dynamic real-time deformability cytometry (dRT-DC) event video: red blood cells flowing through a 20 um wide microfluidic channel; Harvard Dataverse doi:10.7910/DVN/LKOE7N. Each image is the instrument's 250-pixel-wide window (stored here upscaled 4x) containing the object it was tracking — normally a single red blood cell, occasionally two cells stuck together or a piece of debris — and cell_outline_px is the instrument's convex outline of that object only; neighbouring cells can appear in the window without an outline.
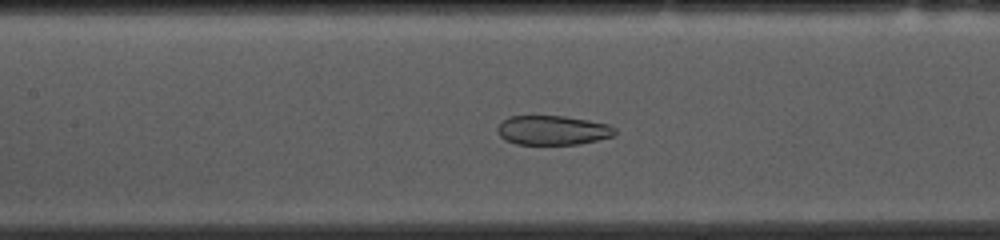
{"species": "common noctule bat (a hibernating species)", "species_latin": "Nyctalus noctula", "temperature_condition": "cold", "stored_images_in_passage": 53, "camera_frame_rate_fps": 3000, "um_per_image_px": 0.085, "animal": {"sex": "female", "body_mass_g": 10.0, "forearm_length_mm": 53.1}, "frame": {"image": 1, "passage_image": 23, "time_ms": 7.333, "image_size_px": [1000, 240], "cell_outline_px": [[616, 132], [612, 136], [580, 144], [516, 144], [504, 140], [500, 136], [496, 128], [500, 120], [508, 116], [564, 116], [588, 120], [608, 124], [616, 128]], "centroid_in_image_um": [46.93, 11.06], "position_along_channel_um": 160.5, "area_um2": 20.23}}
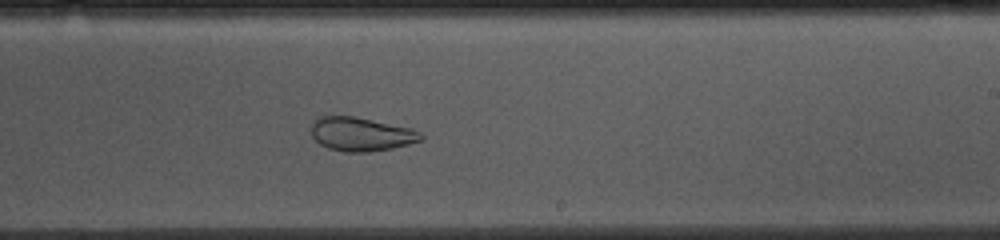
{"frame": {"image": 2, "passage_image": 31, "time_ms": 10.0, "image_size_px": [1000, 240], "cell_outline_px": [[424, 140], [392, 148], [368, 152], [344, 152], [328, 148], [320, 144], [312, 136], [312, 120], [316, 116], [328, 112], [352, 116], [412, 128], [420, 132], [424, 136]], "centroid_in_image_um": [30.63, 11.36], "position_along_channel_um": 258.4, "area_um2": 22.2}}
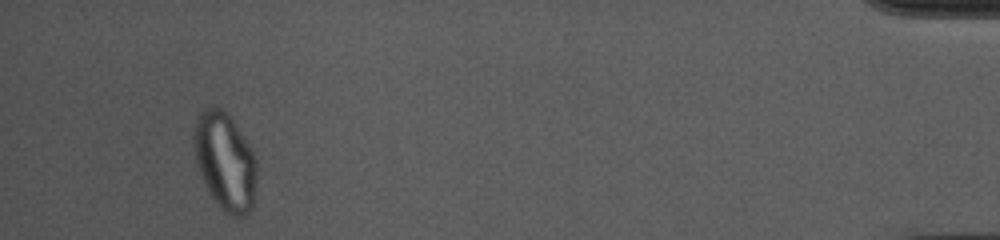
{"frame": {"image": 3, "passage_image": 50, "time_ms": 16.333, "image_size_px": [1000, 240], "cell_outline_px": [[256, 184], [252, 208], [244, 216], [232, 216], [224, 212], [208, 192], [196, 164], [196, 120], [208, 108], [220, 108], [232, 120], [244, 136], [252, 148], [256, 156]], "centroid_in_image_um": [19.19, 13.8], "position_along_channel_um": 416.0, "area_um2": 34.97}, "authors_computed_cell_mechanics": {"area_um2": 28.4954, "velocity_mm_per_s": 3.6833, "shape_relaxation_time_tau1_ms": null, "shape_relaxation_time_tau2_ms": 1.2782, "deformation_change_tau1": null, "deformation_change_tau2": 0.0729}}